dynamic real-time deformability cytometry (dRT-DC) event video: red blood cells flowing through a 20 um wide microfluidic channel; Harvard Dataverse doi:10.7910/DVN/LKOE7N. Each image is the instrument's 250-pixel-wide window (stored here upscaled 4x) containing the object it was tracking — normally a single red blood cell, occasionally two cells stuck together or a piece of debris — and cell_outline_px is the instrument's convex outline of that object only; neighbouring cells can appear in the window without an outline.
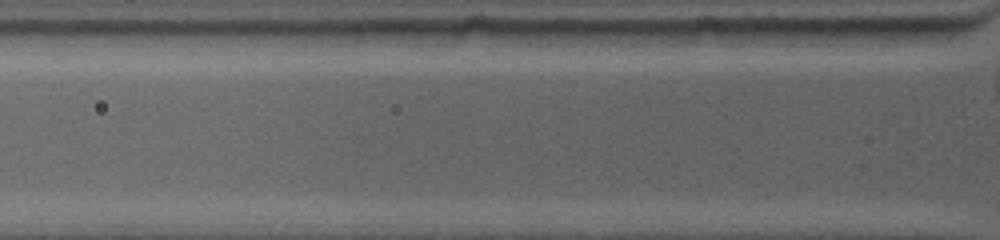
{"species": "common noctule bat (a hibernating species)", "species_latin": "Nyctalus noctula", "temperature_condition": "warm", "stored_images_in_passage": 2, "camera_frame_rate_fps": 4500, "um_per_image_px": 0.085, "animal": {"sex": "female", "body_mass_g": 19.0, "forearm_length_mm": 53.3}, "frame": {"image": 1, "passage_image": 2, "time_ms": 0.667, "image_size_px": [1000, 240], "cell_outline_px": [[952, 28], [948, 36], [936, 44], [844, 48], [800, 44], [784, 28]], "centroid_in_image_um": [73.79, 3.12], "position_along_channel_um": 52.0, "area_um2": 19.77}}